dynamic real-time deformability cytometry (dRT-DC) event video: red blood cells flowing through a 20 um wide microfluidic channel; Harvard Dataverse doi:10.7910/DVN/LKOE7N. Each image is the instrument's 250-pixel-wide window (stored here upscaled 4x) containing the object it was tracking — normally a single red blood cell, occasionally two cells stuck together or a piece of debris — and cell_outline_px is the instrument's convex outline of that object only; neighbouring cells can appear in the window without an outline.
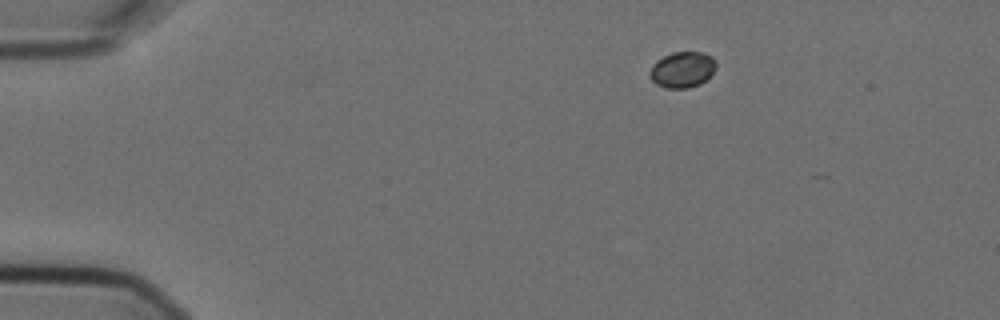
{"species": "Egyptian fruit bat (a non-hibernating species)", "species_latin": "Rousettus aegyptiacus", "temperature_condition": "cold", "stored_images_in_passage": 3, "camera_frame_rate_fps": 3000, "um_per_image_px": 0.085, "animal": {"sex": "female"}, "frame": {"image": 1, "passage_image": 1, "time_ms": 0.0, "image_size_px": [1000, 320], "cell_outline_px": [[716, 68], [700, 84], [688, 88], [664, 88], [656, 84], [648, 76], [648, 72], [652, 64], [656, 60], [672, 52], [704, 52], [712, 56], [716, 60]], "centroid_in_image_um": [57.97, 5.91], "position_along_channel_um": 27.0, "area_um2": 14.05}}
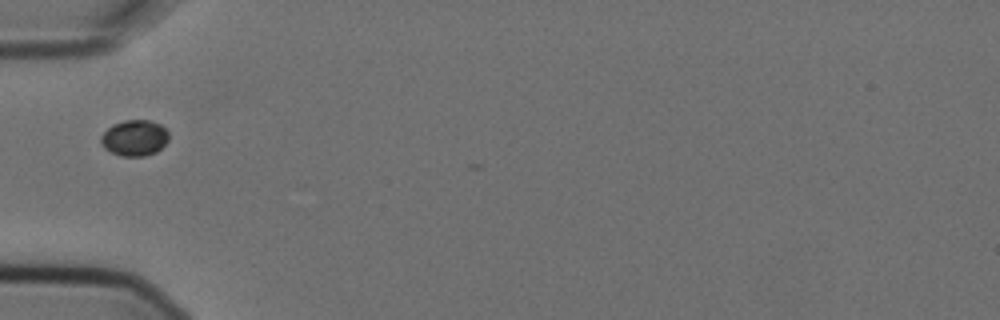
{"frame": {"image": 2, "passage_image": 3, "time_ms": 0.667, "image_size_px": [1000, 320], "cell_outline_px": [[168, 140], [156, 152], [144, 156], [120, 156], [104, 148], [100, 140], [100, 136], [112, 124], [124, 120], [148, 120], [160, 124], [168, 132]], "centroid_in_image_um": [11.42, 11.72], "position_along_channel_um": 73.6, "area_um2": 14.16}}